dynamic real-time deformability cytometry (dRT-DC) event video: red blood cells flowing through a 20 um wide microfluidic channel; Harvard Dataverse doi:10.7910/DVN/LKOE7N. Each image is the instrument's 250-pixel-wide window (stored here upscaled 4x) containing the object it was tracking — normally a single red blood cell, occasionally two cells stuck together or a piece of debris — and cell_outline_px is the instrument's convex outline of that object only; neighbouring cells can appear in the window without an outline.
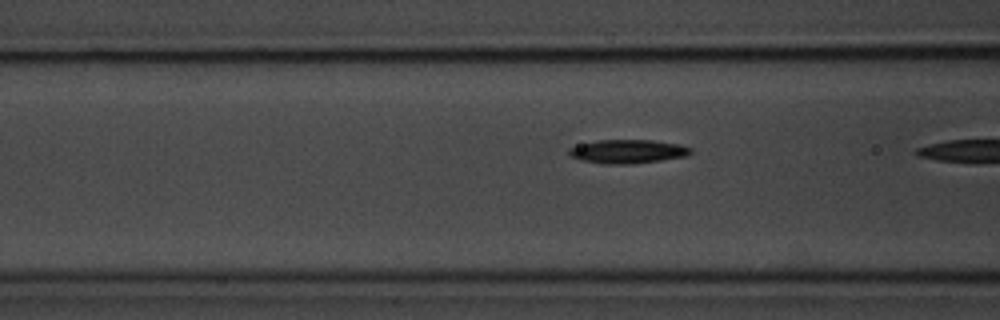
{"species": "common noctule bat (a hibernating species)", "species_latin": "Nyctalus noctula", "temperature_condition": "room temperature", "stored_images_in_passage": 6, "segment_of_instrument_passage": [2, 2], "camera_frame_rate_fps": 3000, "um_per_image_px": 0.085, "animal": {"sex": "male", "body_mass_g": 20.1, "forearm_length_mm": 53.5}, "frame": {"image": 1, "passage_image": 6, "time_ms": 6.667, "image_size_px": [1000, 320], "cell_outline_px": [[692, 152], [688, 156], [632, 164], [604, 164], [580, 160], [568, 156], [568, 148], [596, 140], [652, 140], [680, 144], [692, 148]], "centroid_in_image_um": [53.35, 12.88], "position_along_channel_um": 113.3, "area_um2": 16.99}}